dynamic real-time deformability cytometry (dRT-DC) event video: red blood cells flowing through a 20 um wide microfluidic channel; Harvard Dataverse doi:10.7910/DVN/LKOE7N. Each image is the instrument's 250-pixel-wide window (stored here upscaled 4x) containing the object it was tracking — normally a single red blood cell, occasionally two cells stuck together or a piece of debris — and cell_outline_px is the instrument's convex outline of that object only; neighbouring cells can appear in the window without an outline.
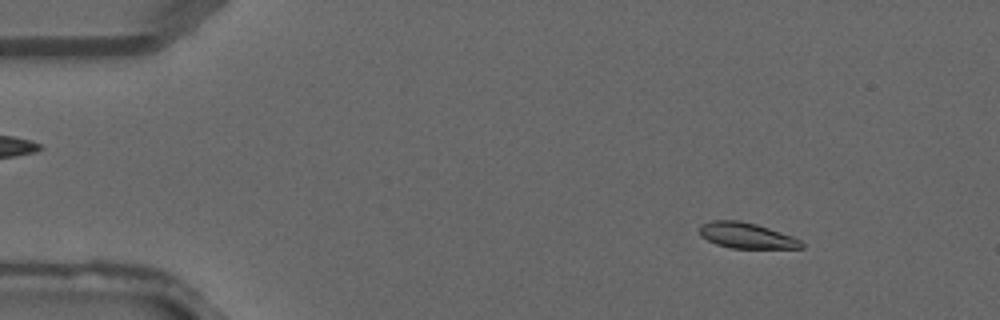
{"species": "common noctule bat (a hibernating species)", "species_latin": "Nyctalus noctula", "temperature_condition": "warm", "stored_images_in_passage": 39, "camera_frame_rate_fps": 3000, "um_per_image_px": 0.085, "animal": {"sex": "male", "forearm_length_mm": 52.5}, "frame": {"image": 1, "passage_image": 5, "time_ms": 1.333, "image_size_px": [1000, 320], "cell_outline_px": [[804, 248], [732, 248], [716, 244], [700, 236], [700, 224], [712, 220], [740, 220], [756, 224], [792, 236], [800, 240], [804, 244]], "centroid_in_image_um": [63.44, 20.01], "position_along_channel_um": 21.6, "area_um2": 15.2}}
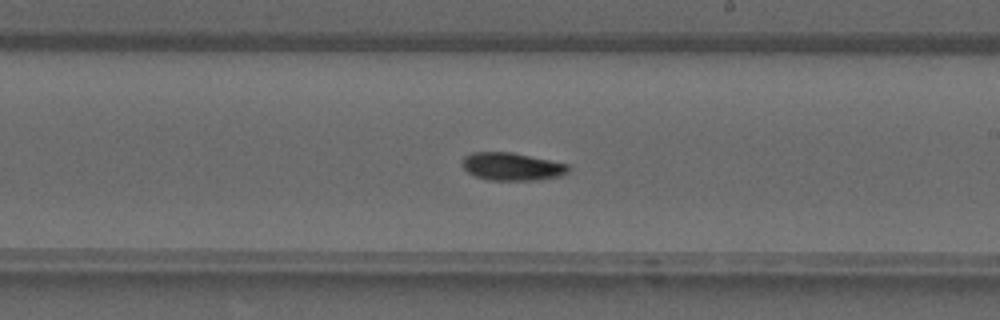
{"frame": {"image": 2, "passage_image": 23, "time_ms": 7.333, "image_size_px": [1000, 320], "cell_outline_px": [[572, 168], [564, 176], [536, 180], [488, 180], [476, 176], [468, 172], [460, 164], [460, 160], [464, 156], [472, 152], [512, 152], [568, 164]], "centroid_in_image_um": [43.52, 14.16], "position_along_channel_um": 245.5, "area_um2": 17.46}}
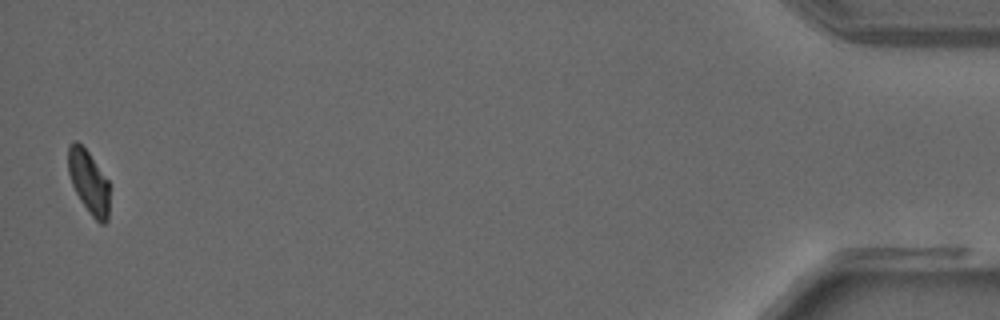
{"frame": {"image": 3, "passage_image": 39, "time_ms": 12.667, "image_size_px": [1000, 320], "cell_outline_px": [[108, 220], [104, 224], [100, 224], [92, 216], [80, 200], [72, 184], [68, 172], [68, 144], [76, 140], [88, 152], [108, 180]], "centroid_in_image_um": [7.53, 15.46], "position_along_channel_um": 427.7, "area_um2": 15.03}}